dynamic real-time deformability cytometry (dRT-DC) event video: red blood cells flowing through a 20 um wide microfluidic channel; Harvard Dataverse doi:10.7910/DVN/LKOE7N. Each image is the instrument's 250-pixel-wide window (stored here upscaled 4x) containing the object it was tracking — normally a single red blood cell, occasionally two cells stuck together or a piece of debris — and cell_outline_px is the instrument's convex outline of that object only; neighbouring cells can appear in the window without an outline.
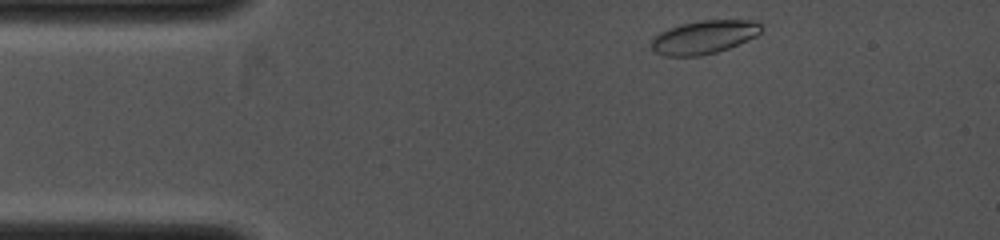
{"species": "common noctule bat (a hibernating species)", "species_latin": "Nyctalus noctula", "temperature_condition": "cold", "stored_images_in_passage": 8, "camera_frame_rate_fps": 4000, "um_per_image_px": 0.085, "animal": {"sex": "female", "body_mass_g": 19.0, "forearm_length_mm": 53.3}, "frame": {"image": 1, "passage_image": 1, "time_ms": 0.0, "image_size_px": [1000, 240], "cell_outline_px": [[764, 28], [756, 36], [728, 48], [716, 52], [700, 56], [668, 56], [656, 52], [652, 48], [652, 40], [660, 32], [668, 28], [680, 24], [700, 20], [752, 20], [760, 24]], "centroid_in_image_um": [59.85, 3.14], "position_along_channel_um": 25.1, "area_um2": 21.21}}
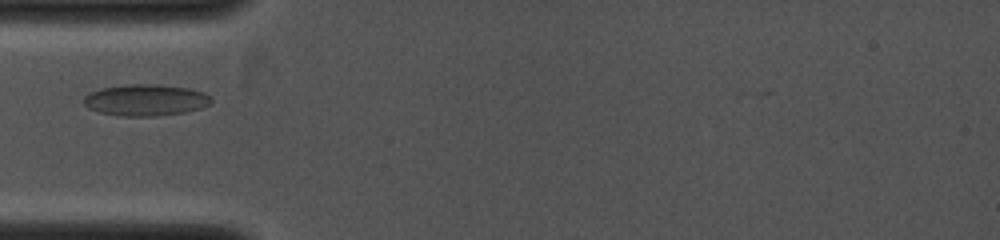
{"frame": {"image": 2, "passage_image": 5, "time_ms": 2.0, "image_size_px": [1000, 240], "cell_outline_px": [[212, 104], [200, 108], [184, 112], [156, 116], [120, 116], [100, 112], [88, 108], [84, 104], [84, 96], [88, 92], [100, 88], [124, 84], [160, 84], [188, 88], [204, 92], [212, 96]], "centroid_in_image_um": [12.38, 8.49], "position_along_channel_um": 72.6, "area_um2": 23.7}}
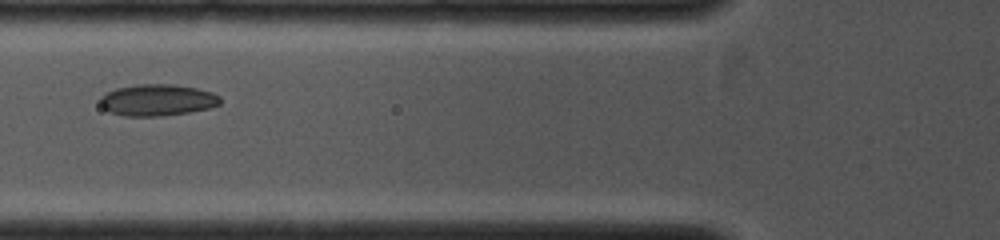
{"frame": {"image": 3, "passage_image": 7, "time_ms": 2.75, "image_size_px": [1000, 240], "cell_outline_px": [[220, 104], [208, 108], [188, 112], [160, 116], [124, 116], [108, 112], [100, 104], [100, 96], [116, 88], [136, 84], [172, 84], [196, 88], [212, 92], [220, 96]], "centroid_in_image_um": [13.35, 8.5], "position_along_channel_um": 112.4, "area_um2": 22.08}}